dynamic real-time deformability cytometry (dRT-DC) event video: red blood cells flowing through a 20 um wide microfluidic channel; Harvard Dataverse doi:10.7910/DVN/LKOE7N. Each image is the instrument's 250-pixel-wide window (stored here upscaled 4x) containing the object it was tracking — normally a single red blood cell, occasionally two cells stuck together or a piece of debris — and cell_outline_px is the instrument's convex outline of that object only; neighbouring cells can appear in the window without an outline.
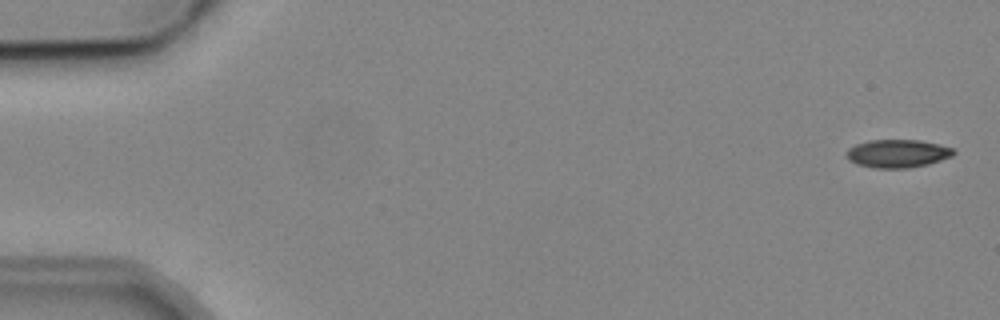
{"species": "common noctule bat (a hibernating species)", "species_latin": "Nyctalus noctula", "temperature_condition": "cold", "stored_images_in_passage": 4, "camera_frame_rate_fps": 3000, "um_per_image_px": 0.085, "animal": {"sex": "male", "body_mass_g": 19.2, "forearm_length_mm": 51.8}, "frame": {"image": 1, "passage_image": 1, "time_ms": 0.0, "image_size_px": [1000, 320], "cell_outline_px": [[956, 152], [952, 156], [928, 164], [908, 168], [872, 168], [856, 164], [848, 160], [848, 148], [856, 144], [868, 140], [920, 140], [952, 148]], "centroid_in_image_um": [76.27, 13.05], "position_along_channel_um": 8.7, "area_um2": 17.46}}